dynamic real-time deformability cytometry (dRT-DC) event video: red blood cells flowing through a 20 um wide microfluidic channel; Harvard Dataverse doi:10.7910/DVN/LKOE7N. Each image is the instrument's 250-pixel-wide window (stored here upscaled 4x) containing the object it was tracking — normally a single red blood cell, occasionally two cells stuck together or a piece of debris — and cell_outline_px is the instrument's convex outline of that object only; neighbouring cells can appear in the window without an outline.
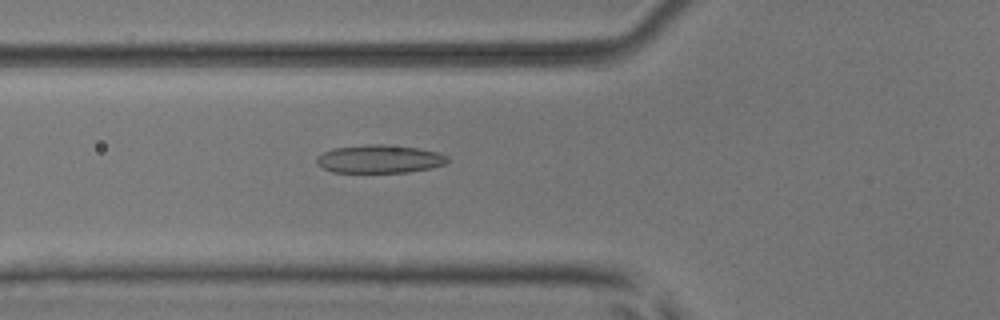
{"species": "common noctule bat (a hibernating species)", "species_latin": "Nyctalus noctula", "temperature_condition": "room temperature", "stored_images_in_passage": 54, "camera_frame_rate_fps": 3000, "um_per_image_px": 0.085, "animal": {"sex": "male", "body_mass_g": 17.9, "forearm_length_mm": 54.2}, "frame": {"image": 1, "passage_image": 20, "time_ms": 6.333, "image_size_px": [1000, 320], "cell_outline_px": [[448, 164], [408, 172], [332, 172], [316, 164], [316, 156], [332, 148], [368, 144], [388, 144], [416, 148], [440, 152], [448, 156]], "centroid_in_image_um": [32.26, 13.5], "position_along_channel_um": 93.5, "area_um2": 21.62}}
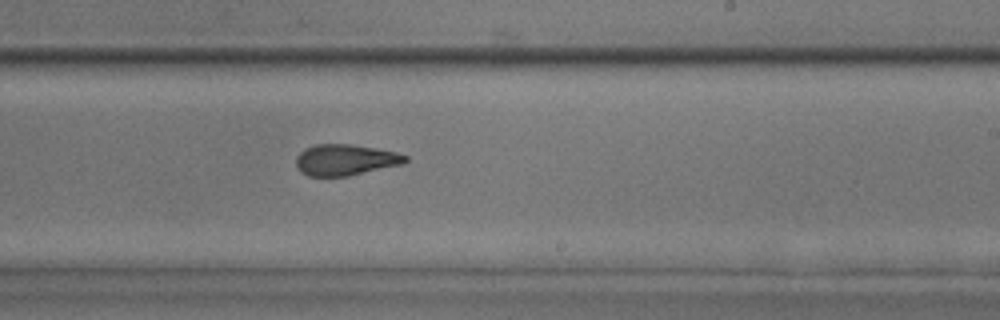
{"frame": {"image": 2, "passage_image": 33, "time_ms": 10.667, "image_size_px": [1000, 320], "cell_outline_px": [[408, 160], [404, 164], [348, 176], [308, 176], [300, 172], [296, 168], [296, 156], [304, 148], [316, 144], [352, 144], [376, 148], [396, 152], [408, 156]], "centroid_in_image_um": [29.35, 13.59], "position_along_channel_um": 259.7, "area_um2": 20.06}}
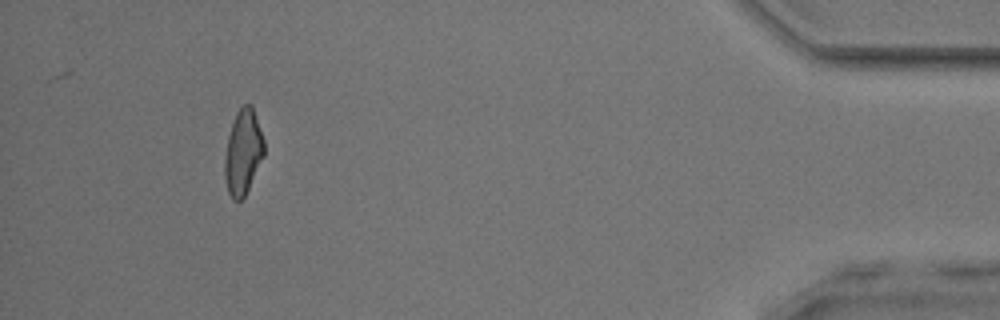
{"frame": {"image": 3, "passage_image": 50, "time_ms": 16.333, "image_size_px": [1000, 320], "cell_outline_px": [[264, 156], [244, 196], [240, 200], [232, 200], [228, 192], [224, 176], [224, 156], [228, 136], [236, 112], [244, 104], [252, 104], [264, 140]], "centroid_in_image_um": [20.65, 12.92], "position_along_channel_um": 414.6, "area_um2": 19.48}, "authors_computed_cell_mechanics": {"area_um2": 20.4323, "velocity_mm_per_s": 3.8405, "shape_relaxation_time_tau1_ms": 4.5961, "shape_relaxation_time_tau2_ms": 1.8505, "deformation_change_tau1": 0.1404, "deformation_change_tau2": 0.0952}}